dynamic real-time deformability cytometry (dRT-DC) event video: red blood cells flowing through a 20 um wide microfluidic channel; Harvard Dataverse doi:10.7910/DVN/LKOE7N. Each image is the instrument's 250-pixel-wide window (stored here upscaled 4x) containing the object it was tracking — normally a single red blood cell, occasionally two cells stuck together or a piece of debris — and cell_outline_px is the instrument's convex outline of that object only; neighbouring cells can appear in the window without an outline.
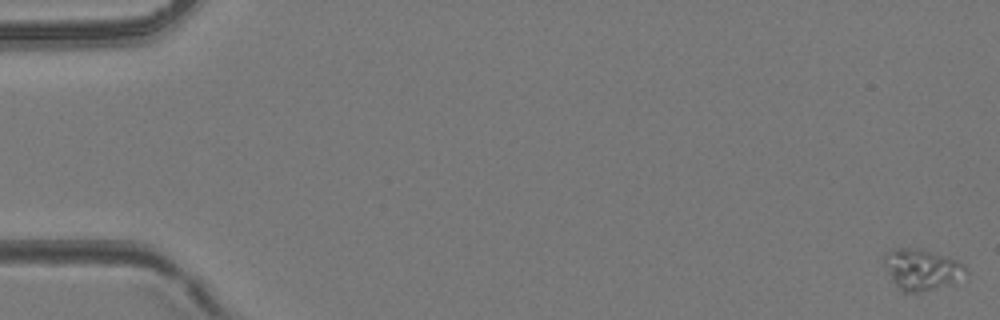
{"species": "common noctule bat (a hibernating species)", "species_latin": "Nyctalus noctula", "temperature_condition": "room temperature", "stored_images_in_passage": 20, "camera_frame_rate_fps": 3000, "um_per_image_px": 0.085, "animal": {"sex": "female", "body_mass_g": 24.6, "forearm_length_mm": 56.2}, "frame": {"image": 1, "passage_image": 1, "time_ms": 0.0, "image_size_px": [1000, 320], "cell_outline_px": [[968, 280], [920, 292], [904, 292], [892, 280], [884, 256], [888, 252], [896, 248], [920, 248], [956, 260], [964, 264], [968, 272]], "centroid_in_image_um": [78.48, 22.92], "position_along_channel_um": 6.5, "area_um2": 19.48}}